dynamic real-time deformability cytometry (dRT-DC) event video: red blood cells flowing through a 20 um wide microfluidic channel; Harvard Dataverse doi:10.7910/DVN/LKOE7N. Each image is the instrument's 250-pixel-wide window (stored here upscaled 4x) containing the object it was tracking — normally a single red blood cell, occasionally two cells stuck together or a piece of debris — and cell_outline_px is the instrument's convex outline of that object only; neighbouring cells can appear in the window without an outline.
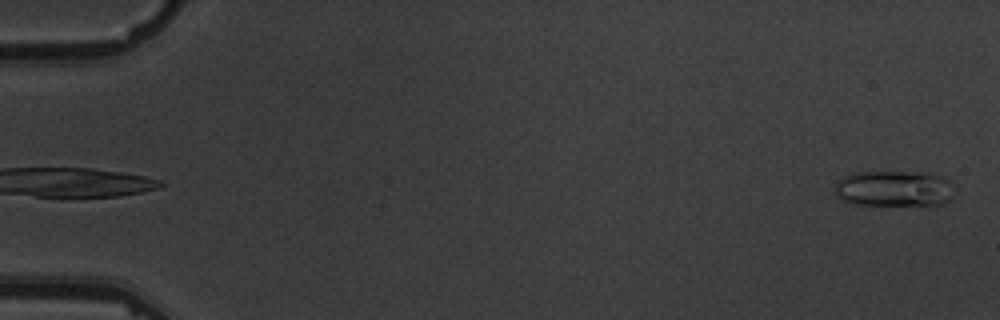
{"species": "common noctule bat (a hibernating species)", "species_latin": "Nyctalus noctula", "temperature_condition": "warm", "stored_images_in_passage": 6, "camera_frame_rate_fps": 3000, "um_per_image_px": 0.085, "animal": {"sex": "male", "body_mass_g": 19.5, "forearm_length_mm": 54.6}, "frame": {"image": 1, "passage_image": 6, "time_ms": 5.667, "image_size_px": [1000, 320], "cell_outline_px": [[952, 196], [948, 200], [940, 204], [856, 204], [844, 200], [836, 196], [836, 180], [852, 172], [928, 172], [944, 176], [952, 184]], "centroid_in_image_um": [75.99, 15.99], "position_along_channel_um": 9.0, "area_um2": 24.85}}